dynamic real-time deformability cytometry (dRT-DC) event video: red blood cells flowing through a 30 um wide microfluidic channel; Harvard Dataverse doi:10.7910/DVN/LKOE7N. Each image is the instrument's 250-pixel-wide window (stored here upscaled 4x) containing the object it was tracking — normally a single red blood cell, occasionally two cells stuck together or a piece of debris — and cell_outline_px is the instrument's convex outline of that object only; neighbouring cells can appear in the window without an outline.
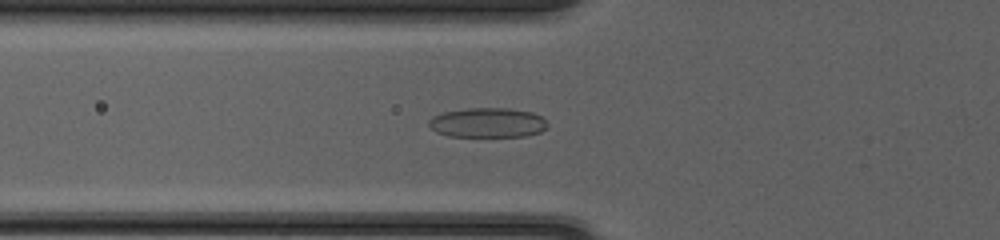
{"species": "common noctule bat (a hibernating species)", "species_latin": "Nyctalus noctula", "temperature_condition": "cold", "stored_images_in_passage": 51, "camera_frame_rate_fps": 3000, "um_per_image_px": 0.085, "animal": {"sex": "female", "body_mass_g": 20.0, "forearm_length_mm": 54.0}, "frame": {"image": 1, "passage_image": 20, "time_ms": 6.333, "image_size_px": [1000, 240], "cell_outline_px": [[548, 128], [540, 132], [528, 136], [448, 136], [436, 132], [428, 124], [428, 120], [432, 116], [444, 112], [468, 108], [508, 108], [532, 112], [540, 116], [548, 124]], "centroid_in_image_um": [41.45, 10.43], "position_along_channel_um": 84.3, "area_um2": 20.58}}
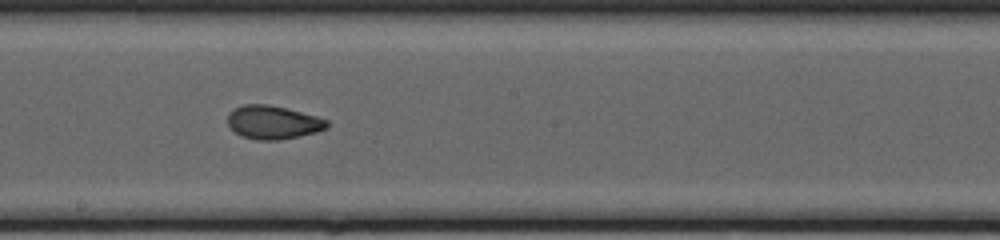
{"frame": {"image": 2, "passage_image": 30, "time_ms": 9.667, "image_size_px": [1000, 240], "cell_outline_px": [[328, 128], [316, 132], [280, 140], [256, 140], [240, 136], [228, 124], [228, 112], [244, 104], [268, 104], [288, 108], [316, 116], [328, 120]], "centroid_in_image_um": [23.21, 10.39], "position_along_channel_um": 225.0, "area_um2": 19.42}}
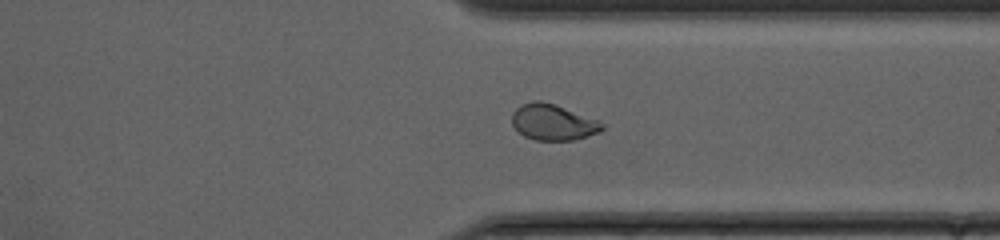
{"frame": {"image": 3, "passage_image": 40, "time_ms": 13.0, "image_size_px": [1000, 240], "cell_outline_px": [[604, 128], [600, 132], [572, 140], [536, 140], [524, 136], [512, 124], [512, 112], [520, 104], [532, 100], [540, 100], [556, 104], [600, 120], [604, 124]], "centroid_in_image_um": [47.01, 10.36], "position_along_channel_um": 364.4, "area_um2": 19.13}, "authors_computed_cell_mechanics": {"area_um2": 19.941, "velocity_mm_per_s": 4.1928, "shape_relaxation_time_tau1_ms": 5.308, "shape_relaxation_time_tau2_ms": 1.0716, "deformation_change_tau1": 0.1827, "deformation_change_tau2": 0.0457}}